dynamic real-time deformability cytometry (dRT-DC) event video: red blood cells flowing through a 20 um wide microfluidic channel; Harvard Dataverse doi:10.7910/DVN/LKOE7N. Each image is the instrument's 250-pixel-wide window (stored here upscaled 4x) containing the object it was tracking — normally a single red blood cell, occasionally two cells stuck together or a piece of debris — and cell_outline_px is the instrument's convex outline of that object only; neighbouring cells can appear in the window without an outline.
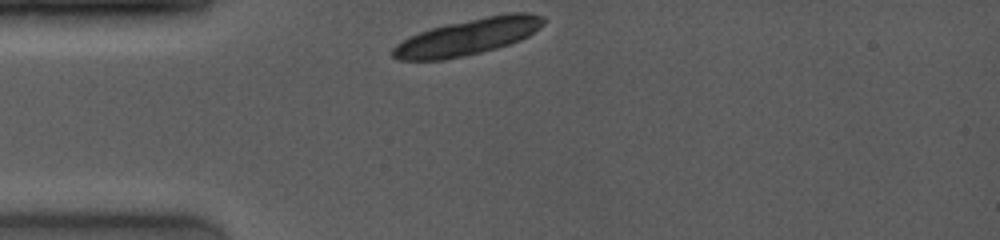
{"species": "common noctule bat (a hibernating species)", "species_latin": "Nyctalus noctula", "temperature_condition": "room temperature", "stored_images_in_passage": 2, "camera_frame_rate_fps": 4000, "um_per_image_px": 0.085, "animal": {"sex": "female", "body_mass_g": 19.0, "forearm_length_mm": 53.3}, "frame": {"image": 1, "passage_image": 1, "time_ms": 0.0, "image_size_px": [1000, 240], "cell_outline_px": [[548, 20], [540, 28], [528, 36], [520, 40], [496, 48], [464, 56], [444, 60], [396, 60], [392, 56], [392, 48], [396, 44], [420, 32], [432, 28], [448, 24], [508, 12], [528, 12], [544, 16]], "centroid_in_image_um": [39.82, 3.13], "position_along_channel_um": 45.2, "area_um2": 31.67}}